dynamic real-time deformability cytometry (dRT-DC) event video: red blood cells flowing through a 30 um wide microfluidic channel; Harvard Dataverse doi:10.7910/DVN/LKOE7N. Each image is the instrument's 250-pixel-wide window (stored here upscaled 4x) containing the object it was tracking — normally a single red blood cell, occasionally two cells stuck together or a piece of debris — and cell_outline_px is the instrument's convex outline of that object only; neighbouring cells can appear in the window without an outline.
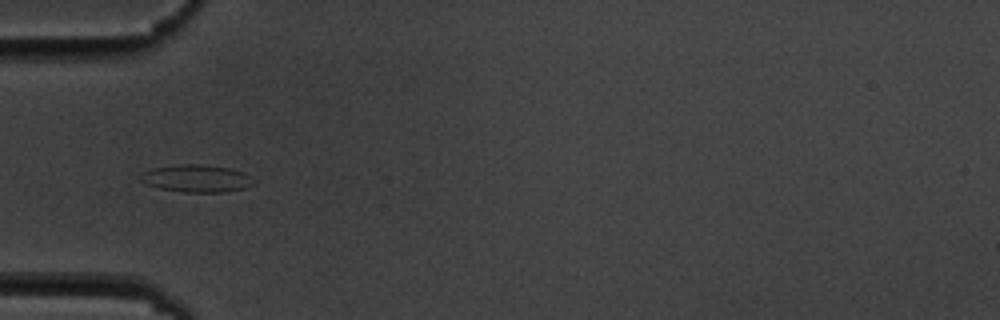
{"species": "common noctule bat (a hibernating species)", "species_latin": "Nyctalus noctula", "temperature_condition": "cold", "stored_images_in_passage": 9, "camera_frame_rate_fps": 3000, "um_per_image_px": 0.085, "animal": {"sex": "male", "body_mass_g": 19.5, "forearm_length_mm": 54.6}, "frame": {"image": 1, "passage_image": 6, "time_ms": 5.667, "image_size_px": [1000, 320], "cell_outline_px": [[256, 184], [244, 188], [224, 192], [184, 192], [160, 188], [144, 184], [140, 180], [140, 176], [144, 172], [152, 168], [180, 164], [200, 164], [228, 168], [244, 172], [256, 180]], "centroid_in_image_um": [16.73, 15.17], "position_along_channel_um": 68.3, "area_um2": 18.15}}
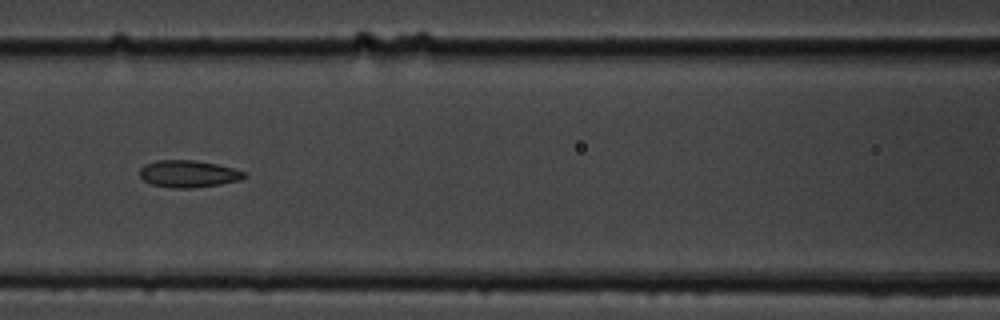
{"frame": {"image": 2, "passage_image": 8, "time_ms": 8.0, "image_size_px": [1000, 320], "cell_outline_px": [[248, 176], [240, 180], [220, 184], [192, 188], [172, 188], [152, 184], [144, 180], [140, 176], [140, 168], [144, 164], [156, 160], [196, 160], [216, 164], [232, 168], [244, 172]], "centroid_in_image_um": [16.0, 14.77], "position_along_channel_um": 150.6, "area_um2": 16.47}}
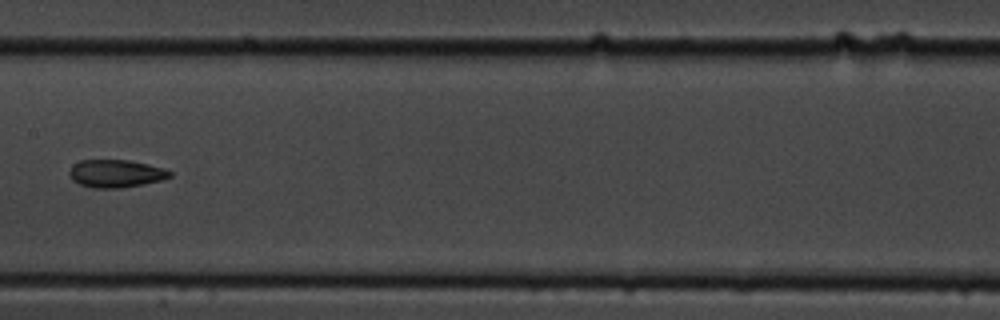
{"frame": {"image": 3, "passage_image": 9, "time_ms": 9.333, "image_size_px": [1000, 320], "cell_outline_px": [[172, 176], [160, 180], [144, 184], [120, 188], [92, 188], [80, 184], [72, 180], [68, 172], [72, 164], [80, 160], [128, 160], [148, 164], [164, 168], [172, 172]], "centroid_in_image_um": [9.82, 14.75], "position_along_channel_um": 197.6, "area_um2": 16.36}}